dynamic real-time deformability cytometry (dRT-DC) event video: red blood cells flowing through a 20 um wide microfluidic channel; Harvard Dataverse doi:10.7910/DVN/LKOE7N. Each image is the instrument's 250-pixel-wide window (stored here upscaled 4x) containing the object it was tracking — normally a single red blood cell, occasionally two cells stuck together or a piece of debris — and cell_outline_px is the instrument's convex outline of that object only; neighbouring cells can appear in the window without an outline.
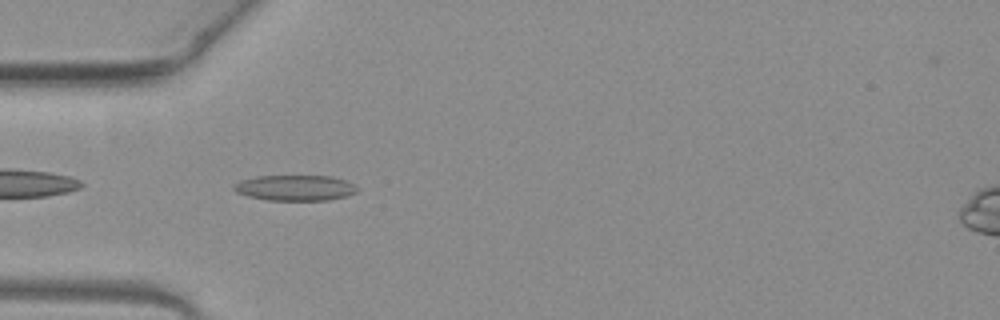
{"species": "common noctule bat (a hibernating species)", "species_latin": "Nyctalus noctula", "temperature_condition": "warm", "stored_images_in_passage": 38, "camera_frame_rate_fps": 3000, "um_per_image_px": 0.085, "animal": {"sex": "female", "body_mass_g": 19.3, "forearm_length_mm": 54.1}, "frame": {"image": 1, "passage_image": 2, "time_ms": 0.333, "image_size_px": [1000, 320], "cell_outline_px": [[360, 188], [356, 192], [344, 196], [328, 200], [268, 200], [248, 196], [236, 192], [232, 188], [232, 184], [240, 180], [256, 176], [332, 176], [344, 180]], "centroid_in_image_um": [25.04, 15.96], "position_along_channel_um": 60.0, "area_um2": 18.38}}
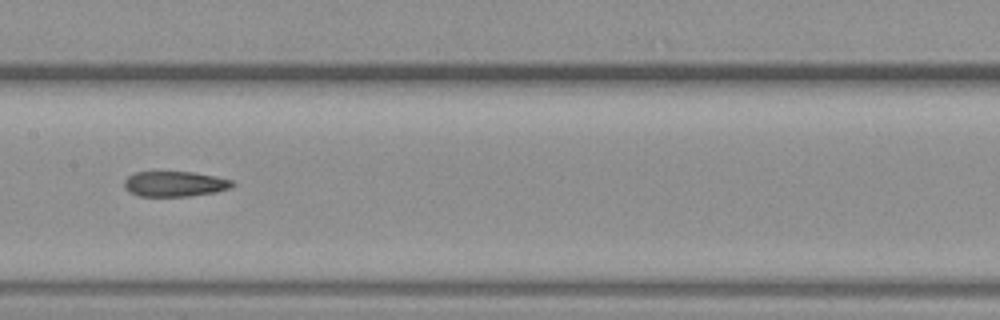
{"frame": {"image": 2, "passage_image": 12, "time_ms": 3.667, "image_size_px": [1000, 320], "cell_outline_px": [[236, 184], [228, 188], [216, 192], [188, 196], [140, 196], [128, 192], [124, 188], [124, 180], [128, 176], [136, 172], [192, 172], [216, 176], [232, 180]], "centroid_in_image_um": [14.84, 15.63], "position_along_channel_um": 192.6, "area_um2": 15.95}}
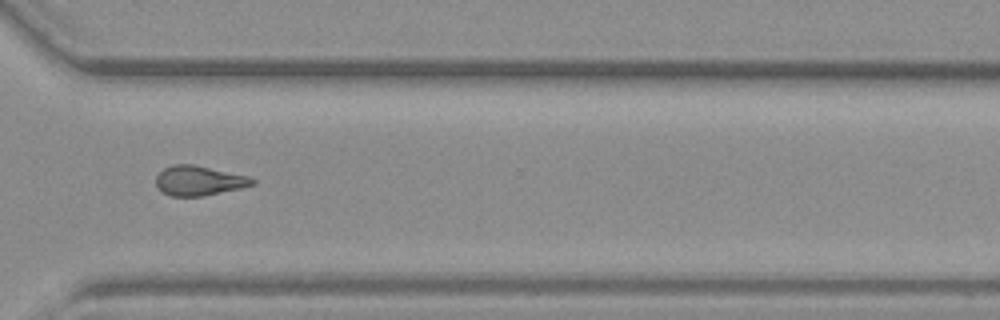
{"frame": {"image": 3, "passage_image": 24, "time_ms": 7.667, "image_size_px": [1000, 320], "cell_outline_px": [[256, 184], [240, 188], [204, 196], [172, 196], [164, 192], [156, 184], [156, 176], [164, 168], [172, 164], [192, 164], [248, 176], [256, 180]], "centroid_in_image_um": [16.92, 15.35], "position_along_channel_um": 353.7, "area_um2": 16.53}}